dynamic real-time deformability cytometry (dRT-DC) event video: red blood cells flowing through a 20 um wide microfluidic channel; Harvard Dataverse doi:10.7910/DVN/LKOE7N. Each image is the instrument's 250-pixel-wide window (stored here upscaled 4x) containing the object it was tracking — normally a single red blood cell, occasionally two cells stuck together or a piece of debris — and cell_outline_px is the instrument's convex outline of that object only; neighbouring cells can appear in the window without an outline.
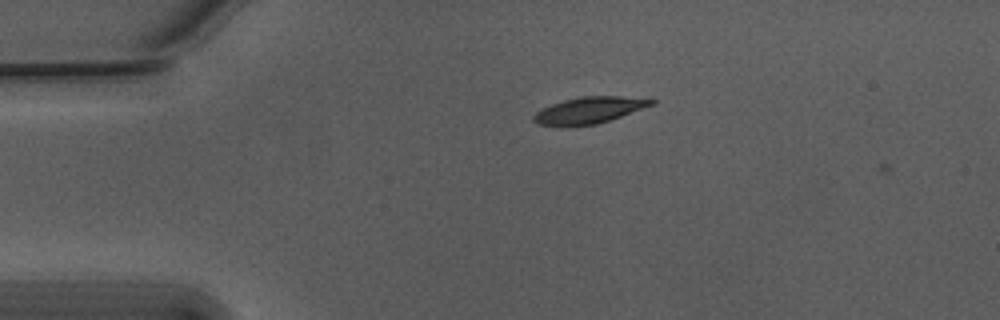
{"species": "Egyptian fruit bat (a non-hibernating species)", "species_latin": "Rousettus aegyptiacus", "temperature_condition": "warm", "stored_images_in_passage": 4, "camera_frame_rate_fps": 3000, "um_per_image_px": 0.085, "animal": {"sex": "male"}, "frame": {"image": 1, "passage_image": 3, "time_ms": 0.667, "image_size_px": [1000, 320], "cell_outline_px": [[656, 104], [596, 124], [572, 128], [536, 124], [532, 120], [532, 116], [536, 112], [552, 104], [564, 100], [580, 96], [620, 96], [656, 100]], "centroid_in_image_um": [50.03, 9.39], "position_along_channel_um": 35.0, "area_um2": 18.38}}